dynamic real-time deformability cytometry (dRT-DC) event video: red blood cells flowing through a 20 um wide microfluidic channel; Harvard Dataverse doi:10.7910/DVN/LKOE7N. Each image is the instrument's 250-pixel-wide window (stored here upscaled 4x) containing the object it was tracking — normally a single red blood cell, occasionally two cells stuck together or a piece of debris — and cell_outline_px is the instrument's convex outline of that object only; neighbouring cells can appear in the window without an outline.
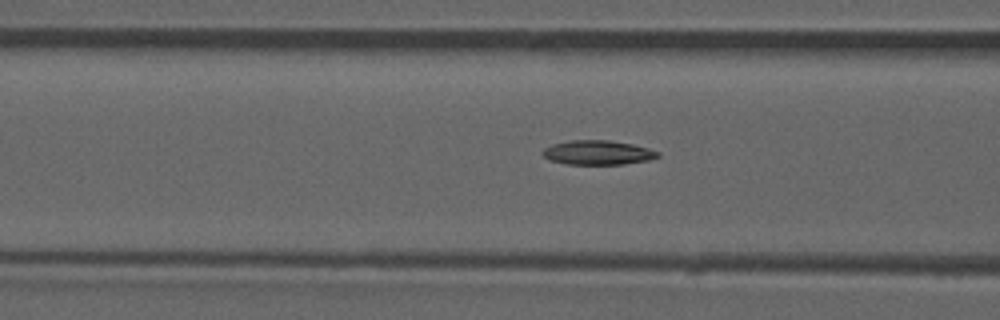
{"species": "common noctule bat (a hibernating species)", "species_latin": "Nyctalus noctula", "temperature_condition": "room temperature", "stored_images_in_passage": 44, "camera_frame_rate_fps": 3000, "um_per_image_px": 0.085, "animal": {"sex": "male", "forearm_length_mm": 52.5}, "frame": {"image": 1, "passage_image": 13, "time_ms": 4.0, "image_size_px": [1000, 320], "cell_outline_px": [[660, 156], [648, 160], [624, 164], [568, 164], [552, 160], [544, 156], [540, 152], [544, 148], [552, 144], [572, 140], [608, 140], [632, 144], [648, 148], [660, 152]], "centroid_in_image_um": [50.82, 12.96], "position_along_channel_um": 115.8, "area_um2": 16.24}}